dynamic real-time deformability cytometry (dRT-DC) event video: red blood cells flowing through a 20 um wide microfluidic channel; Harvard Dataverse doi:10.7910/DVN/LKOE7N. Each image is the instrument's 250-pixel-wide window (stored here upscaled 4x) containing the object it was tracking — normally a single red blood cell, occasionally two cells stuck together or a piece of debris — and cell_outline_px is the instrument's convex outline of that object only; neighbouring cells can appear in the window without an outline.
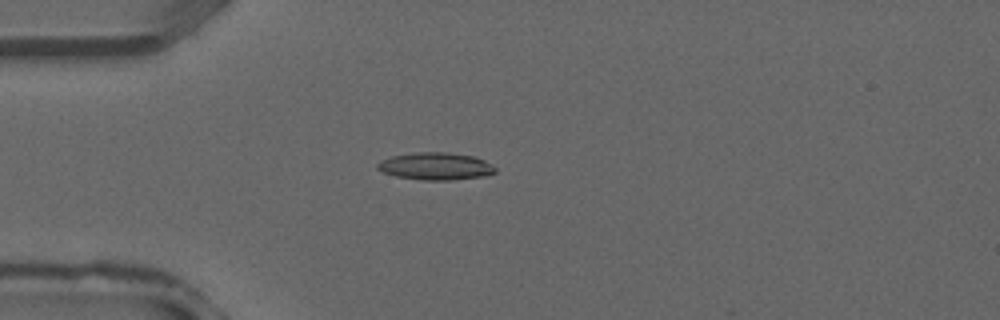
{"species": "common noctule bat (a hibernating species)", "species_latin": "Nyctalus noctula", "temperature_condition": "warm", "stored_images_in_passage": 31, "camera_frame_rate_fps": 3000, "um_per_image_px": 0.085, "animal": {"sex": "male", "forearm_length_mm": 52.5}, "frame": {"image": 1, "passage_image": 4, "time_ms": 1.0, "image_size_px": [1000, 320], "cell_outline_px": [[496, 172], [484, 176], [452, 180], [424, 180], [396, 176], [384, 172], [376, 168], [376, 164], [380, 160], [392, 156], [412, 152], [448, 152], [472, 156], [484, 160], [492, 164], [496, 168]], "centroid_in_image_um": [37.02, 14.12], "position_along_channel_um": 48.0, "area_um2": 18.84}}
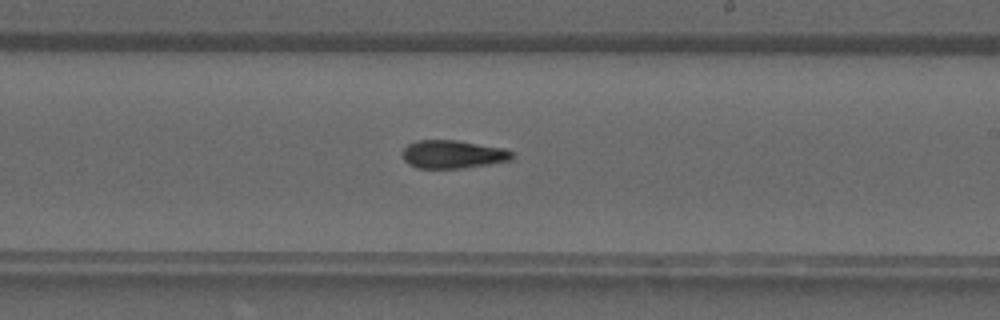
{"frame": {"image": 2, "passage_image": 16, "time_ms": 5.0, "image_size_px": [1000, 320], "cell_outline_px": [[512, 160], [464, 168], [416, 168], [408, 164], [404, 160], [400, 152], [408, 144], [416, 140], [456, 140], [504, 148], [512, 152]], "centroid_in_image_um": [38.44, 13.11], "position_along_channel_um": 250.6, "area_um2": 18.09}}
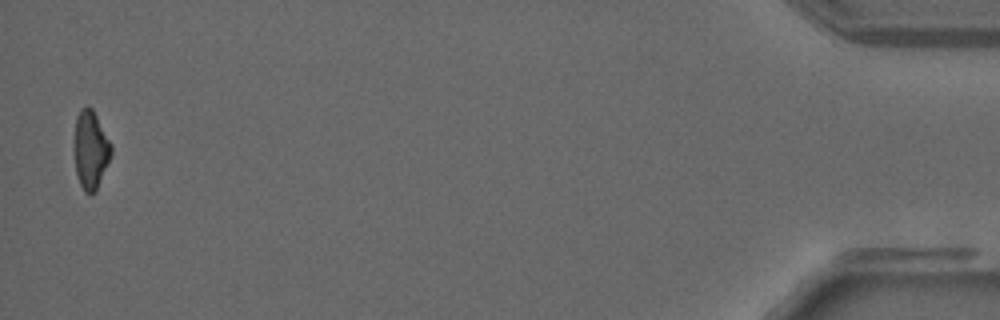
{"frame": {"image": 3, "passage_image": 31, "time_ms": 10.0, "image_size_px": [1000, 320], "cell_outline_px": [[112, 156], [96, 192], [92, 196], [84, 192], [80, 184], [76, 172], [72, 148], [76, 116], [80, 108], [88, 104], [92, 108], [112, 144]], "centroid_in_image_um": [7.69, 12.74], "position_along_channel_um": 427.5, "area_um2": 17.69}}